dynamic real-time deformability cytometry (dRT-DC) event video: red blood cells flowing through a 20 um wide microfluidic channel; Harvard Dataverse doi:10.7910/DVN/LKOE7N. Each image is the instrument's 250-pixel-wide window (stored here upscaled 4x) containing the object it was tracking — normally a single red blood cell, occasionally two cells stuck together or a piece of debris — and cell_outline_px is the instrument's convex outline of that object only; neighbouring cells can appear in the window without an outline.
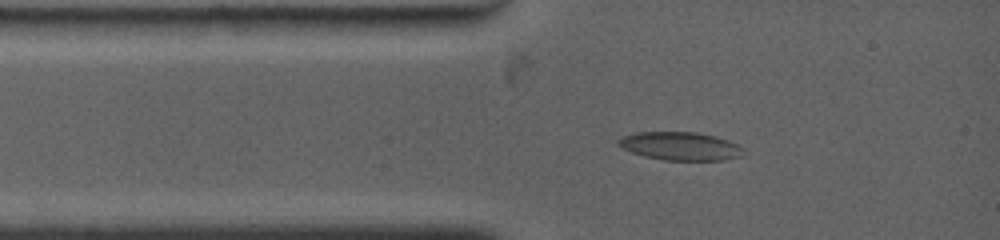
{"species": "common noctule bat (a hibernating species)", "species_latin": "Nyctalus noctula", "temperature_condition": "warm", "stored_images_in_passage": 7, "camera_frame_rate_fps": 4500, "um_per_image_px": 0.085, "animal": {"sex": "female", "body_mass_g": 19.0, "forearm_length_mm": 53.3}, "frame": {"image": 1, "passage_image": 1, "time_ms": 0.0, "image_size_px": [1000, 240], "cell_outline_px": [[744, 148], [740, 156], [724, 160], [664, 160], [644, 156], [620, 148], [616, 144], [616, 140], [620, 136], [636, 132], [696, 132], [716, 136], [728, 140]], "centroid_in_image_um": [57.76, 12.41], "position_along_channel_um": 27.2, "area_um2": 20.75}}
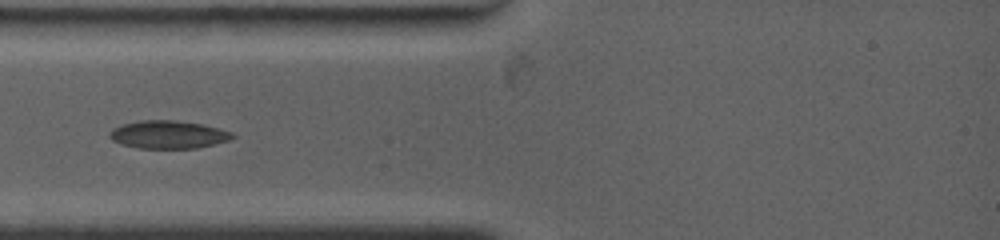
{"frame": {"image": 2, "passage_image": 4, "time_ms": 1.333, "image_size_px": [1000, 240], "cell_outline_px": [[236, 136], [228, 140], [196, 148], [136, 148], [120, 144], [112, 140], [108, 136], [108, 132], [112, 128], [124, 124], [140, 120], [176, 120], [200, 124], [232, 132]], "centroid_in_image_um": [14.23, 11.44], "position_along_channel_um": 70.8, "area_um2": 19.88}}
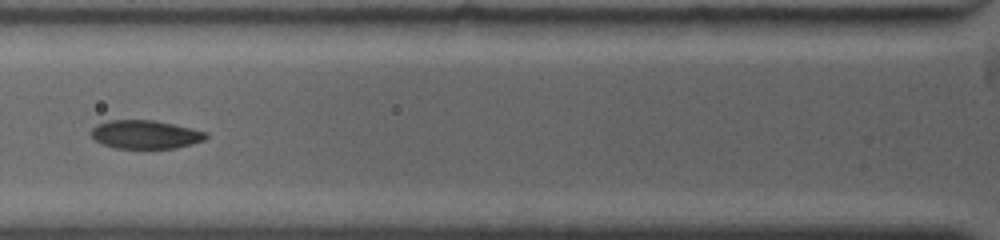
{"frame": {"image": 3, "passage_image": 6, "time_ms": 2.444, "image_size_px": [1000, 240], "cell_outline_px": [[208, 136], [204, 140], [192, 144], [172, 148], [116, 148], [104, 144], [96, 140], [92, 136], [92, 128], [96, 124], [108, 120], [152, 120], [172, 124], [204, 132]], "centroid_in_image_um": [12.32, 11.43], "position_along_channel_um": 113.5, "area_um2": 18.67}}